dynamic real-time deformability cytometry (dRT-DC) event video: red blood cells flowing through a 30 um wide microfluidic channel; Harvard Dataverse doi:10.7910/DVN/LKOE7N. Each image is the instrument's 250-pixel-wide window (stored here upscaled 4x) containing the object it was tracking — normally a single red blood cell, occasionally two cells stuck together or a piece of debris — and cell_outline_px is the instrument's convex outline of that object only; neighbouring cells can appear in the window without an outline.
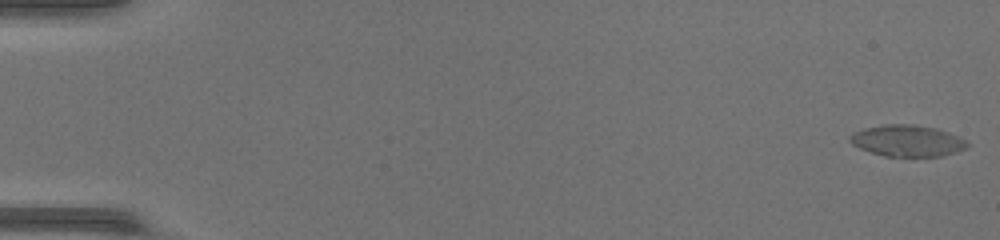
{"species": "common noctule bat (a hibernating species)", "species_latin": "Nyctalus noctula", "temperature_condition": "warm", "stored_images_in_passage": 50, "camera_frame_rate_fps": 3000, "um_per_image_px": 0.085, "animal": {"sex": "female", "body_mass_g": 17.0, "forearm_length_mm": 48.0}, "frame": {"image": 1, "passage_image": 1, "time_ms": 0.0, "image_size_px": [1000, 240], "cell_outline_px": [[968, 144], [964, 148], [940, 156], [884, 156], [860, 148], [852, 144], [848, 140], [848, 136], [856, 132], [868, 128], [888, 124], [912, 124], [936, 128], [956, 136], [964, 140]], "centroid_in_image_um": [77.07, 11.96], "position_along_channel_um": 7.9, "area_um2": 20.87}}
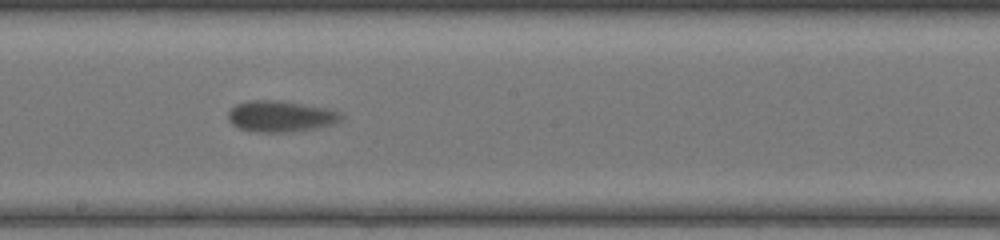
{"frame": {"image": 2, "passage_image": 29, "time_ms": 9.333, "image_size_px": [1000, 240], "cell_outline_px": [[344, 116], [340, 120], [328, 124], [308, 128], [284, 132], [264, 132], [240, 128], [232, 124], [228, 120], [228, 112], [236, 104], [252, 100], [280, 100], [324, 108], [336, 112]], "centroid_in_image_um": [23.76, 9.86], "position_along_channel_um": 224.4, "area_um2": 19.71}}
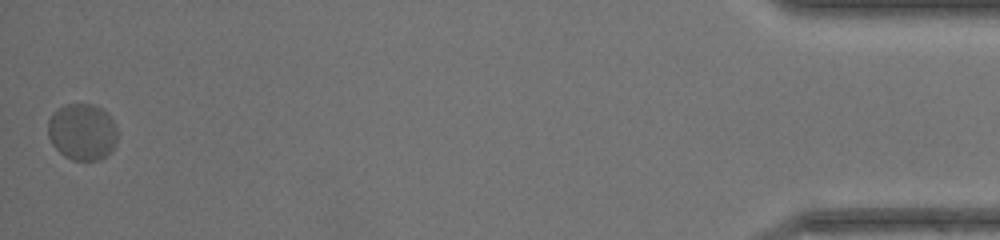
{"frame": {"image": 3, "passage_image": 50, "time_ms": 16.333, "image_size_px": [1000, 240], "cell_outline_px": [[116, 144], [100, 160], [72, 160], [64, 156], [52, 144], [48, 136], [48, 120], [52, 112], [68, 104], [92, 104], [100, 108], [112, 120], [116, 128]], "centroid_in_image_um": [6.96, 11.21], "position_along_channel_um": 428.2, "area_um2": 22.66}, "authors_computed_cell_mechanics": {"area_um2": 20.1722, "velocity_mm_per_s": 4.2336, "shape_relaxation_time_tau1_ms": 5.7053, "shape_relaxation_time_tau2_ms": null, "deformation_change_tau1": 0.2074, "deformation_change_tau2": null}}